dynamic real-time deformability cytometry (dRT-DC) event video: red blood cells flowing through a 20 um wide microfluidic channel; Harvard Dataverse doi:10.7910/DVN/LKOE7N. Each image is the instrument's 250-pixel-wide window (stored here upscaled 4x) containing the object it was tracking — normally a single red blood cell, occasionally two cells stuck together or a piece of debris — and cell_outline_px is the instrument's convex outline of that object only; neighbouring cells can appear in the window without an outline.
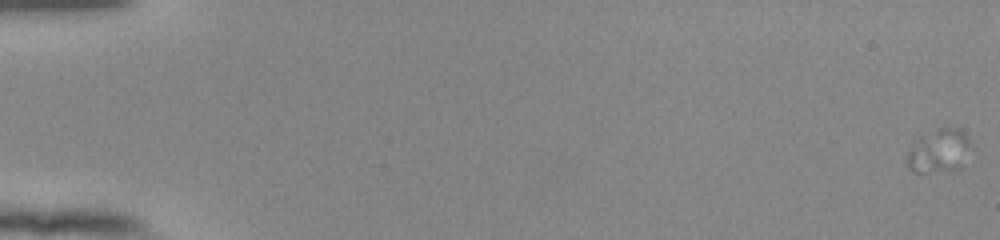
{"species": "human", "species_latin": "Homo sapiens", "temperature_condition": "room temperature", "stored_images_in_passage": 15, "camera_frame_rate_fps": 3000, "um_per_image_px": 0.085, "donor": {"sex": "female"}, "frame": {"image": 1, "passage_image": 1, "time_ms": 0.0, "image_size_px": [1000, 240], "cell_outline_px": [[976, 152], [956, 168], [928, 172], [912, 172], [908, 168], [908, 152], [912, 144], [924, 132], [940, 128], [956, 128], [964, 132], [972, 140], [976, 148]], "centroid_in_image_um": [79.91, 12.79], "position_along_channel_um": 5.1, "area_um2": 16.7}}